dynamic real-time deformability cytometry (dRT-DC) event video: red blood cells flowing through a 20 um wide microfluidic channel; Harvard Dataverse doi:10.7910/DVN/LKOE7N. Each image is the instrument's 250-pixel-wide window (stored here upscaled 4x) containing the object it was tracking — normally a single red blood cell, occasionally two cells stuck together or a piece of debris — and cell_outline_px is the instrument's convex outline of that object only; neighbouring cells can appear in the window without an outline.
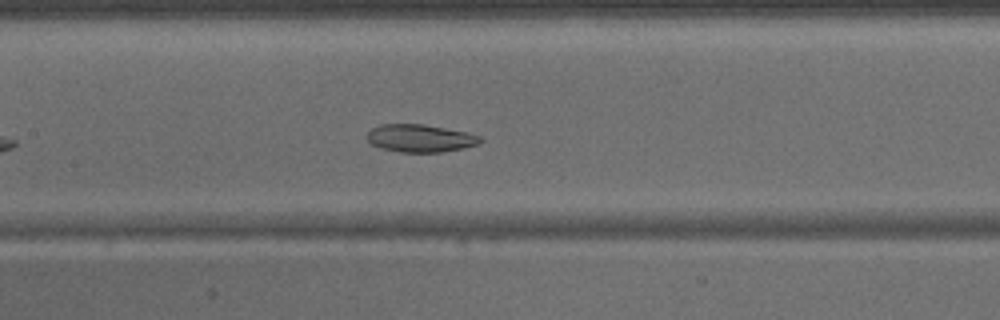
{"species": "common noctule bat (a hibernating species)", "species_latin": "Nyctalus noctula", "temperature_condition": "warm", "stored_images_in_passage": 25, "camera_frame_rate_fps": 3000, "um_per_image_px": 0.085, "animal": {"sex": "male", "body_mass_g": 15.6}, "frame": {"image": 1, "passage_image": 11, "time_ms": 3.333, "image_size_px": [1000, 320], "cell_outline_px": [[484, 140], [476, 144], [460, 148], [440, 152], [400, 152], [380, 148], [372, 144], [368, 140], [368, 132], [372, 128], [380, 124], [424, 124], [464, 132], [480, 136]], "centroid_in_image_um": [35.67, 11.75], "position_along_channel_um": 171.7, "area_um2": 17.98}}
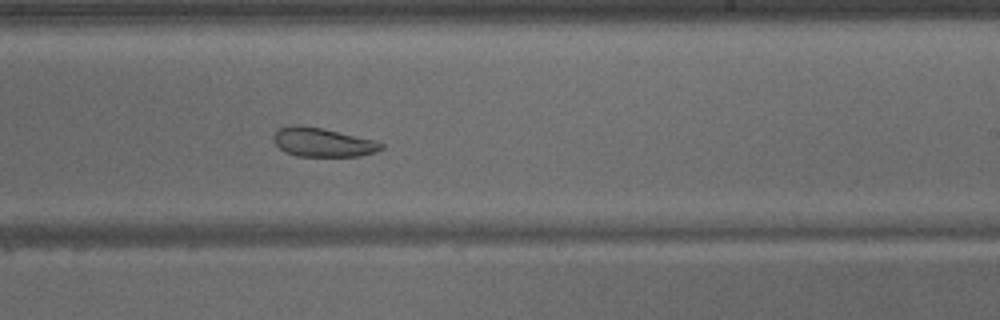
{"frame": {"image": 2, "passage_image": 17, "time_ms": 5.333, "image_size_px": [1000, 320], "cell_outline_px": [[384, 148], [376, 152], [360, 156], [296, 156], [284, 152], [272, 140], [272, 136], [276, 128], [292, 124], [300, 124], [320, 128], [376, 140], [384, 144]], "centroid_in_image_um": [27.39, 12.09], "position_along_channel_um": 261.6, "area_um2": 18.44}}
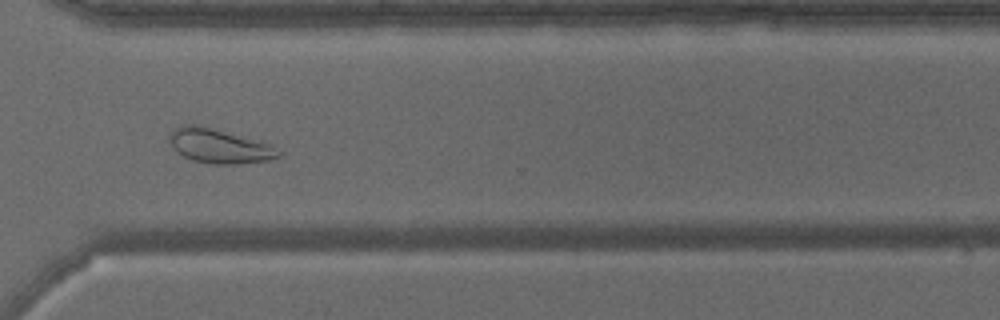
{"frame": {"image": 3, "passage_image": 23, "time_ms": 7.333, "image_size_px": [1000, 320], "cell_outline_px": [[284, 152], [280, 156], [268, 160], [236, 164], [212, 164], [192, 160], [176, 152], [168, 140], [168, 136], [172, 128], [184, 124], [200, 124], [260, 140], [272, 144]], "centroid_in_image_um": [18.64, 12.39], "position_along_channel_um": 352.0, "area_um2": 22.48}}